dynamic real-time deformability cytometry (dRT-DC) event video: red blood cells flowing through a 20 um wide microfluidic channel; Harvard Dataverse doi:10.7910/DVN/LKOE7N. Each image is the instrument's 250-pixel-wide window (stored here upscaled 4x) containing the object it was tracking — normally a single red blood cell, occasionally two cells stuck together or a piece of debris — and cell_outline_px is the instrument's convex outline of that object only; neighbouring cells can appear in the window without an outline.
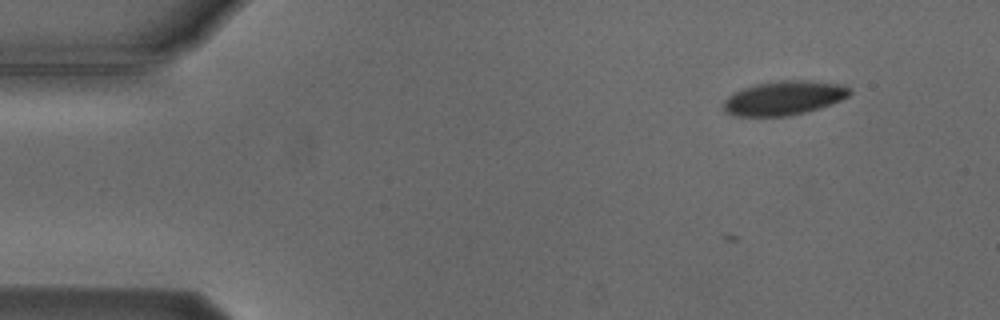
{"species": "Egyptian fruit bat (a non-hibernating species)", "species_latin": "Rousettus aegyptiacus", "temperature_condition": "cold", "stored_images_in_passage": 6, "camera_frame_rate_fps": 3000, "um_per_image_px": 0.085, "animal": {"sex": "male"}, "frame": {"image": 1, "passage_image": 4, "time_ms": 3.333, "image_size_px": [1000, 320], "cell_outline_px": [[852, 92], [848, 96], [840, 100], [820, 108], [788, 116], [732, 116], [724, 112], [720, 104], [732, 92], [756, 84], [776, 80], [804, 80], [844, 84]], "centroid_in_image_um": [66.57, 8.33], "position_along_channel_um": 18.4, "area_um2": 25.37}}